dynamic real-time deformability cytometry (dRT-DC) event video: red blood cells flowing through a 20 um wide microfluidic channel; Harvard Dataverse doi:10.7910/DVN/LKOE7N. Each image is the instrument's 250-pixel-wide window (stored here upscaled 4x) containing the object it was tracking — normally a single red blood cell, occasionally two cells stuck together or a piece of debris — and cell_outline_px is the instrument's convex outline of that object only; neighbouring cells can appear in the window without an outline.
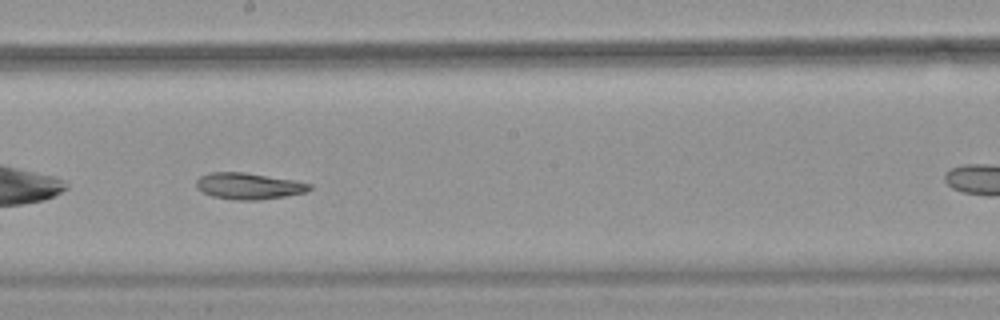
{"species": "common noctule bat (a hibernating species)", "species_latin": "Nyctalus noctula", "temperature_condition": "warm", "stored_images_in_passage": 29, "camera_frame_rate_fps": 3000, "um_per_image_px": 0.085, "animal": {"sex": "female", "body_mass_g": 18.4}, "frame": {"image": 1, "passage_image": 13, "time_ms": 4.0, "image_size_px": [1000, 320], "cell_outline_px": [[312, 188], [304, 192], [284, 196], [260, 200], [236, 200], [212, 196], [196, 188], [196, 180], [200, 176], [208, 172], [244, 172], [296, 180], [312, 184]], "centroid_in_image_um": [21.13, 15.8], "position_along_channel_um": 227.1, "area_um2": 17.46}}